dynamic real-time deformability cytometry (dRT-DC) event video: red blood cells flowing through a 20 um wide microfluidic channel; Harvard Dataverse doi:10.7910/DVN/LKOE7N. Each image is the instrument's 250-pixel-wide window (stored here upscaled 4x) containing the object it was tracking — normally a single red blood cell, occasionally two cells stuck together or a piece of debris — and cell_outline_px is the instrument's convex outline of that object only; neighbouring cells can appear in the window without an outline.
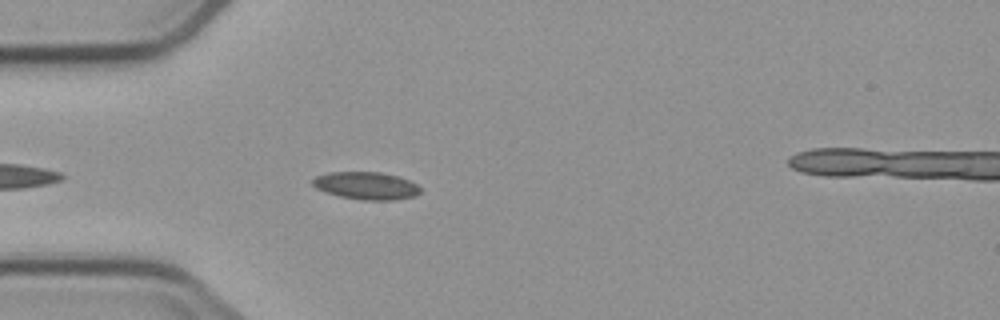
{"species": "common noctule bat (a hibernating species)", "species_latin": "Nyctalus noctula", "temperature_condition": "cold", "stored_images_in_passage": 5, "camera_frame_rate_fps": 3000, "um_per_image_px": 0.085, "animal": {"sex": "male", "body_mass_g": 23.1, "forearm_length_mm": 52.7}, "frame": {"image": 1, "passage_image": 4, "time_ms": 3.333, "image_size_px": [1000, 320], "cell_outline_px": [[420, 192], [416, 196], [396, 200], [360, 200], [340, 196], [324, 192], [316, 188], [312, 184], [312, 180], [316, 176], [328, 172], [380, 172], [400, 176], [416, 184], [420, 188]], "centroid_in_image_um": [31.13, 15.78], "position_along_channel_um": 53.9, "area_um2": 17.46}}